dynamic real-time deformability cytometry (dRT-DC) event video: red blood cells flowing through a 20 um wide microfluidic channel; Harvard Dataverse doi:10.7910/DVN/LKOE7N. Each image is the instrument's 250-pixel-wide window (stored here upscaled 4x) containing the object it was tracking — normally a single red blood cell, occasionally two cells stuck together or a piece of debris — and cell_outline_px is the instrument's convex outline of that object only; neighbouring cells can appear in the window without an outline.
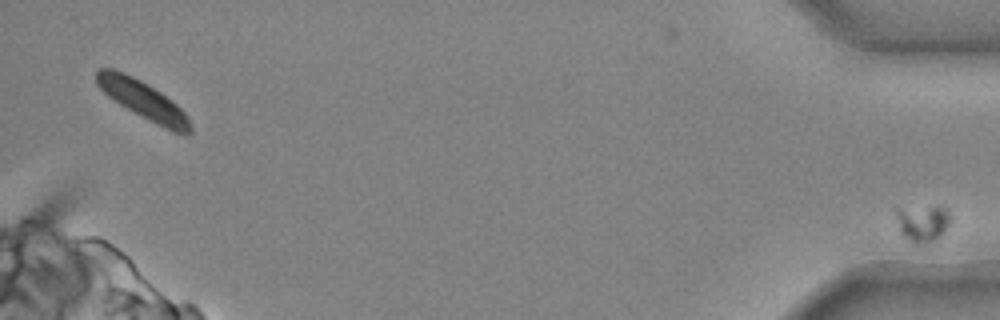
{"species": "common noctule bat (a hibernating species)", "species_latin": "Nyctalus noctula", "temperature_condition": "cold", "stored_images_in_passage": 27, "segment_of_instrument_passage": [2, 2], "camera_frame_rate_fps": 3000, "um_per_image_px": 0.085, "animal": {"sex": "male", "body_mass_g": 20.4}, "frame": {"image": 1, "passage_image": 27, "time_ms": 8.667, "image_size_px": [1000, 320], "cell_outline_px": [[952, 224], [936, 240], [920, 244], [916, 244], [904, 236], [900, 232], [896, 212], [896, 208], [940, 204], [948, 208], [952, 216]], "centroid_in_image_um": [78.52, 18.9], "position_along_channel_um": 356.7, "area_um2": 12.31}}